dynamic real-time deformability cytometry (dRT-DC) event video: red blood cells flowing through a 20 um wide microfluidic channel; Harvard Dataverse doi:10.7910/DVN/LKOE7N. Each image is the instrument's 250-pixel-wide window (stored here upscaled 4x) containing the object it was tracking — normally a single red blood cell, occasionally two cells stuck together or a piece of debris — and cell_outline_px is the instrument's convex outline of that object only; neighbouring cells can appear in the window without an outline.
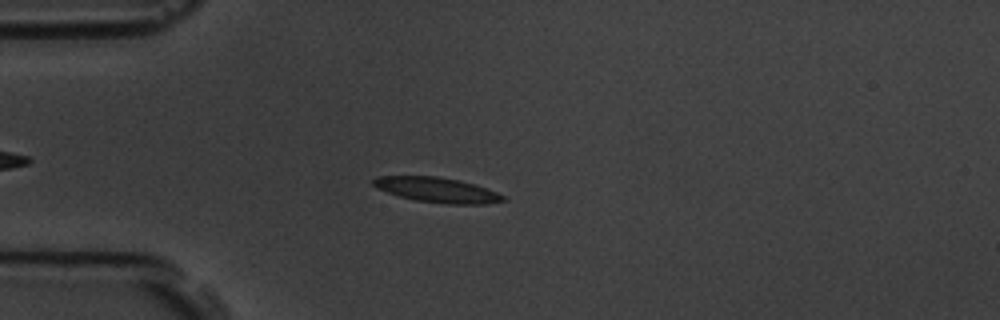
{"species": "common noctule bat (a hibernating species)", "species_latin": "Nyctalus noctula", "temperature_condition": "room temperature", "stored_images_in_passage": 4, "camera_frame_rate_fps": 3000, "um_per_image_px": 0.085, "animal": {"sex": "male", "body_mass_g": 19.5, "forearm_length_mm": 54.6}, "frame": {"image": 1, "passage_image": 4, "time_ms": 4.333, "image_size_px": [1000, 320], "cell_outline_px": [[508, 200], [488, 204], [448, 204], [416, 200], [400, 196], [376, 188], [372, 184], [372, 180], [376, 176], [436, 176], [460, 180], [496, 192], [504, 196]], "centroid_in_image_um": [37.14, 16.14], "position_along_channel_um": 47.9, "area_um2": 18.79}}